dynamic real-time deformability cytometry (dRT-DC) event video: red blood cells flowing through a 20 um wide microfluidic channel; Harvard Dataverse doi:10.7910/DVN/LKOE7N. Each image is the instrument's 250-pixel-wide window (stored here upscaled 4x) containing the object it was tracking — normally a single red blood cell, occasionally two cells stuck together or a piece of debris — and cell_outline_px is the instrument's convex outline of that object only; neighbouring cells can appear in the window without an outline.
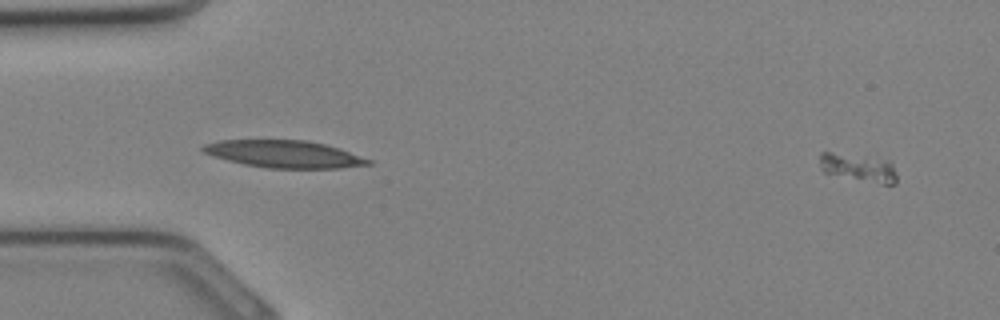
{"species": "Egyptian fruit bat (a non-hibernating species)", "species_latin": "Rousettus aegyptiacus", "temperature_condition": "cold", "stored_images_in_passage": 32, "camera_frame_rate_fps": 3000, "um_per_image_px": 0.085, "animal": {"sex": "female"}, "frame": {"image": 1, "passage_image": 1, "time_ms": 0.0, "image_size_px": [1000, 320], "cell_outline_px": [[896, 184], [880, 184], [824, 172], [820, 168], [820, 152], [828, 152], [888, 160], [892, 164], [896, 172]], "centroid_in_image_um": [72.99, 14.26], "position_along_channel_um": 12.0, "area_um2": 12.25}}
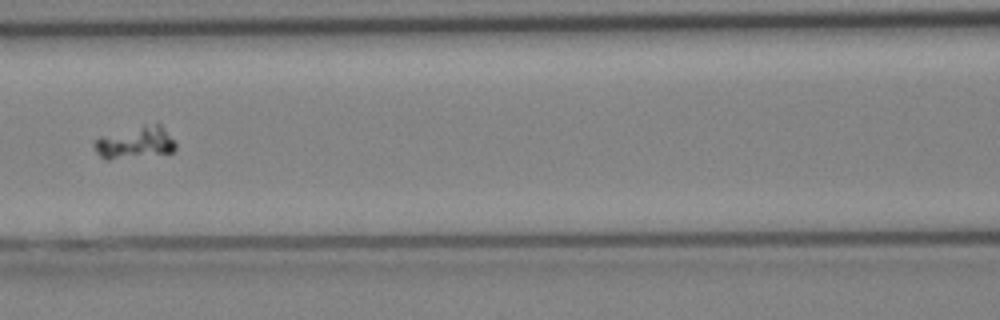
{"frame": {"image": 2, "passage_image": 14, "time_ms": 4.333, "image_size_px": [1000, 320], "cell_outline_px": [[176, 148], [172, 152], [108, 160], [104, 160], [96, 152], [92, 144], [92, 140], [100, 136], [144, 124], [160, 124], [176, 144]], "centroid_in_image_um": [11.42, 12.12], "position_along_channel_um": 155.2, "area_um2": 15.26}}
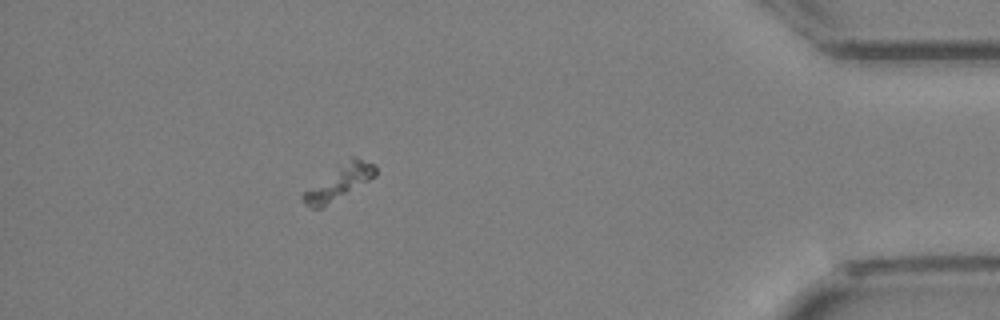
{"frame": {"image": 3, "passage_image": 29, "time_ms": 9.333, "image_size_px": [1000, 320], "cell_outline_px": [[376, 176], [320, 208], [312, 208], [304, 204], [300, 196], [304, 192], [340, 164], [352, 156], [372, 164], [376, 168]], "centroid_in_image_um": [28.8, 15.5], "position_along_channel_um": 406.4, "area_um2": 13.7}}